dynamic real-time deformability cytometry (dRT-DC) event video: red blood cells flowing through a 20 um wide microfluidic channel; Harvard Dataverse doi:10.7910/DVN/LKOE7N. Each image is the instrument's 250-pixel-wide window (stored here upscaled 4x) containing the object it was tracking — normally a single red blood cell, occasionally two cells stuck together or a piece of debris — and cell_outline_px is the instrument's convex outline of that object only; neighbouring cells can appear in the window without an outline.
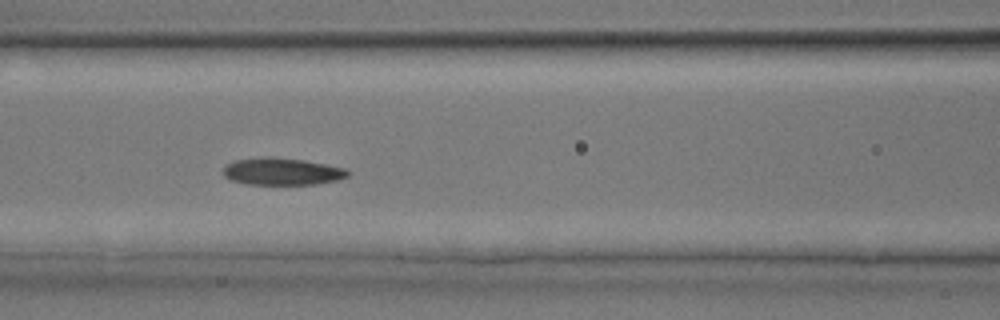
{"species": "common noctule bat (a hibernating species)", "species_latin": "Nyctalus noctula", "temperature_condition": "room temperature", "stored_images_in_passage": 32, "camera_frame_rate_fps": 3000, "um_per_image_px": 0.085, "animal": {"sex": "male", "body_mass_g": 17.9, "forearm_length_mm": 54.2}, "frame": {"image": 1, "passage_image": 14, "time_ms": 4.333, "image_size_px": [1000, 320], "cell_outline_px": [[348, 176], [336, 180], [316, 184], [244, 184], [232, 180], [224, 176], [224, 164], [236, 160], [260, 156], [272, 156], [304, 160], [348, 168]], "centroid_in_image_um": [23.95, 14.56], "position_along_channel_um": 142.6, "area_um2": 19.88}}
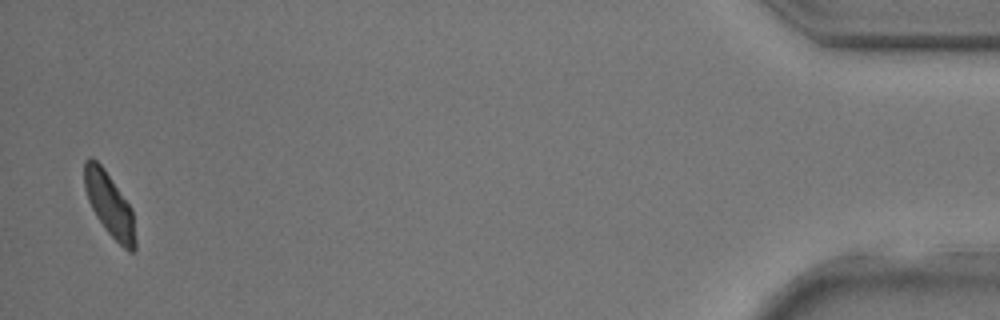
{"frame": {"image": 2, "passage_image": 32, "time_ms": 10.333, "image_size_px": [1000, 320], "cell_outline_px": [[136, 248], [132, 252], [128, 252], [104, 228], [96, 216], [88, 200], [84, 188], [84, 160], [88, 156], [92, 156], [104, 168], [132, 208], [136, 240]], "centroid_in_image_um": [9.29, 17.36], "position_along_channel_um": 425.9, "area_um2": 18.96}}